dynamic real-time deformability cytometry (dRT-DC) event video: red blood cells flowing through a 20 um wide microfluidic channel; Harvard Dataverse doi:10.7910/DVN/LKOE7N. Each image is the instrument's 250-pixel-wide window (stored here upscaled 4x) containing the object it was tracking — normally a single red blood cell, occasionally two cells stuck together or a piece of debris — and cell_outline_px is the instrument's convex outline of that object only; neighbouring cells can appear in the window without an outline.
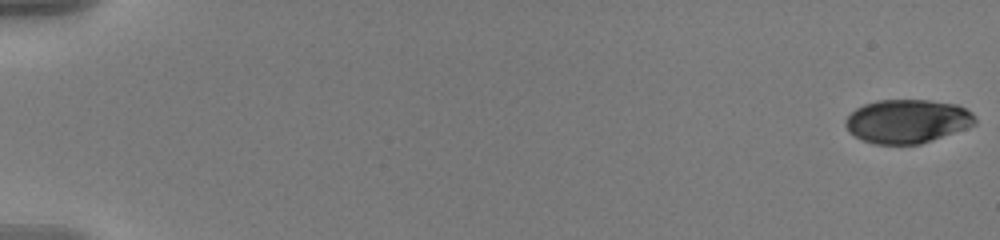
{"species": "human", "species_latin": "Homo sapiens", "temperature_condition": "warm", "stored_images_in_passage": 58, "camera_frame_rate_fps": 3000, "um_per_image_px": 0.085, "donor": {"sex": "male"}, "frame": {"image": 1, "passage_image": 1, "time_ms": 0.0, "image_size_px": [1000, 240], "cell_outline_px": [[976, 124], [920, 144], [876, 144], [864, 140], [848, 132], [844, 124], [844, 120], [856, 108], [864, 104], [876, 100], [928, 100], [956, 104], [972, 112], [976, 116]], "centroid_in_image_um": [77.1, 10.29], "position_along_channel_um": 7.9, "area_um2": 32.89}}
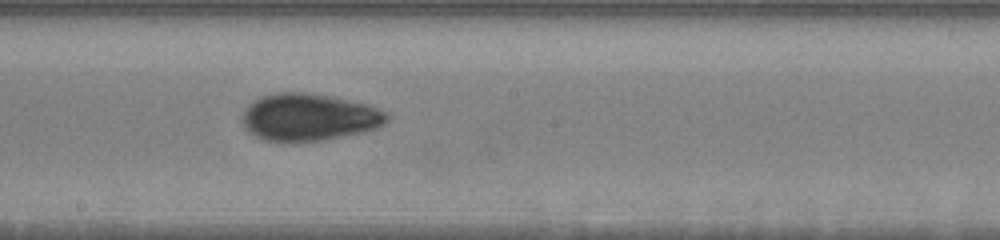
{"frame": {"image": 2, "passage_image": 34, "time_ms": 11.0, "image_size_px": [1000, 240], "cell_outline_px": [[388, 120], [384, 124], [376, 128], [364, 132], [324, 140], [268, 140], [256, 136], [248, 132], [244, 128], [244, 112], [248, 104], [264, 96], [276, 92], [308, 92], [332, 96], [368, 104], [388, 112]], "centroid_in_image_um": [26.32, 9.94], "position_along_channel_um": 221.9, "area_um2": 39.48}}
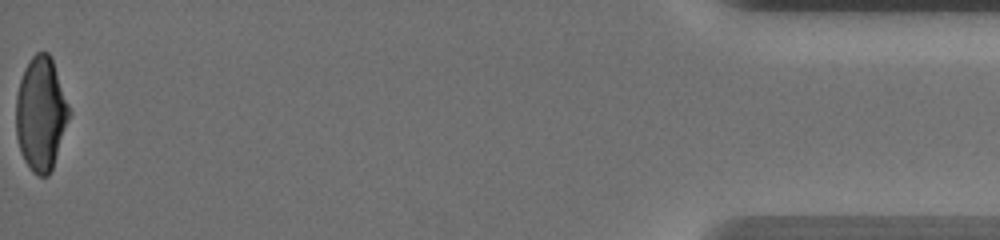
{"frame": {"image": 3, "passage_image": 58, "time_ms": 19.0, "image_size_px": [1000, 240], "cell_outline_px": [[72, 112], [52, 168], [48, 176], [40, 176], [32, 172], [24, 160], [20, 152], [16, 136], [16, 96], [20, 80], [24, 68], [32, 56], [36, 52], [48, 52], [52, 56]], "centroid_in_image_um": [3.49, 9.65], "position_along_channel_um": 431.7, "area_um2": 35.66}, "authors_computed_cell_mechanics": {"area_um2": 36.5007, "velocity_mm_per_s": 3.6342, "shape_relaxation_time_tau1_ms": 5.2111, "shape_relaxation_time_tau2_ms": 1.7009, "deformation_change_tau1": 0.1772, "deformation_change_tau2": 0.0532}}